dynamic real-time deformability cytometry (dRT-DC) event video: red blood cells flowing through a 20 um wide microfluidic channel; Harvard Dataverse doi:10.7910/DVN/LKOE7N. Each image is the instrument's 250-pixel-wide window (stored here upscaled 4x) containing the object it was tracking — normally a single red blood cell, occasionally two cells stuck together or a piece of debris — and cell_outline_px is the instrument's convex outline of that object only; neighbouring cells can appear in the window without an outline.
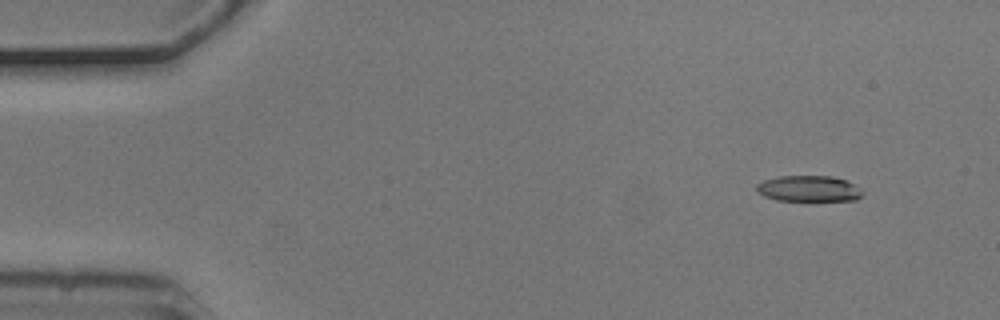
{"species": "common noctule bat (a hibernating species)", "species_latin": "Nyctalus noctula", "temperature_condition": "cold", "stored_images_in_passage": 5, "camera_frame_rate_fps": 3000, "um_per_image_px": 0.085, "animal": {"sex": "male", "body_mass_g": 20.5, "forearm_length_mm": 52.5}, "frame": {"image": 1, "passage_image": 2, "time_ms": 0.333, "image_size_px": [1000, 320], "cell_outline_px": [[864, 192], [856, 200], [776, 200], [764, 196], [756, 192], [756, 184], [764, 180], [780, 176], [832, 176], [848, 180], [860, 188]], "centroid_in_image_um": [68.74, 16.02], "position_along_channel_um": 16.3, "area_um2": 16.07}}
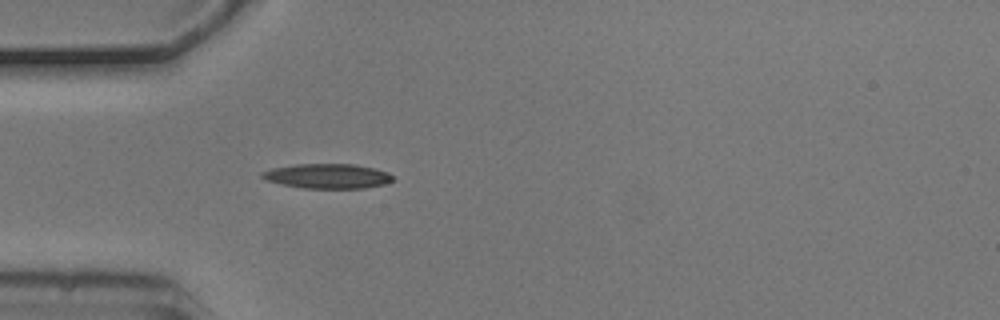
{"frame": {"image": 2, "passage_image": 5, "time_ms": 1.333, "image_size_px": [1000, 320], "cell_outline_px": [[396, 180], [384, 184], [364, 188], [304, 188], [284, 184], [268, 180], [260, 176], [260, 172], [272, 168], [296, 164], [356, 164], [388, 172]], "centroid_in_image_um": [27.86, 14.96], "position_along_channel_um": 57.1, "area_um2": 18.73}}